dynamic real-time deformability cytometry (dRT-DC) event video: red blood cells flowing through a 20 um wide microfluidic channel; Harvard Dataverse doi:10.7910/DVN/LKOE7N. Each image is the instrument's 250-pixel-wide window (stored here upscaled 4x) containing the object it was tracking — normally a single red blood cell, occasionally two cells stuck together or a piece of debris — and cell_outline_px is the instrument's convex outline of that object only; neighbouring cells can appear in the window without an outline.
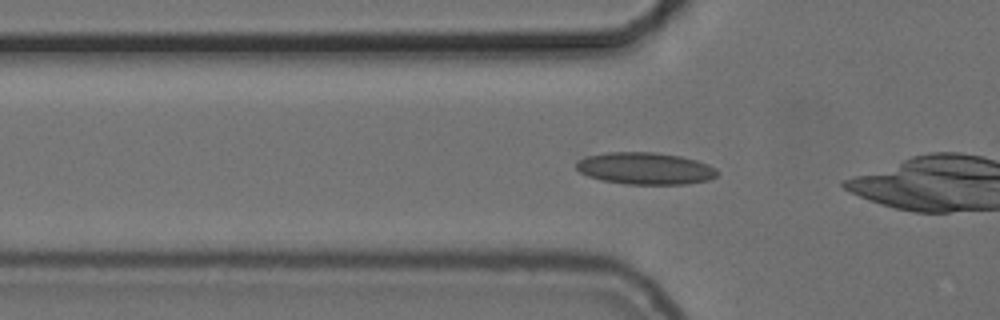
{"species": "common noctule bat (a hibernating species)", "species_latin": "Nyctalus noctula", "temperature_condition": "cold", "stored_images_in_passage": 3, "camera_frame_rate_fps": 3000, "um_per_image_px": 0.085, "animal": {"sex": "female", "body_mass_g": 24.6, "forearm_length_mm": 56.2}, "frame": {"image": 1, "passage_image": 2, "time_ms": 0.333, "image_size_px": [1000, 320], "cell_outline_px": [[720, 172], [716, 176], [708, 180], [688, 184], [624, 184], [600, 180], [588, 176], [580, 172], [576, 168], [576, 160], [584, 156], [608, 152], [652, 152], [680, 156], [696, 160], [708, 164], [716, 168]], "centroid_in_image_um": [54.82, 14.32], "position_along_channel_um": 71.0, "area_um2": 26.53}}